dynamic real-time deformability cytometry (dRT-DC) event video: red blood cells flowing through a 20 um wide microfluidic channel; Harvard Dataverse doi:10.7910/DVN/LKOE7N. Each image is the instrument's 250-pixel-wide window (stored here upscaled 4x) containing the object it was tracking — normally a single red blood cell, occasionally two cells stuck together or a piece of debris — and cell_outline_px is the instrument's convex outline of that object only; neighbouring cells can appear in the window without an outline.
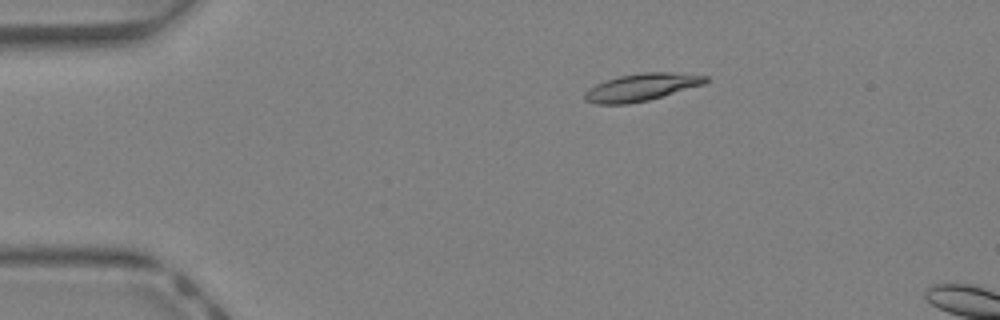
{"species": "Egyptian fruit bat (a non-hibernating species)", "species_latin": "Rousettus aegyptiacus", "temperature_condition": "warm", "stored_images_in_passage": 12, "camera_frame_rate_fps": 3000, "um_per_image_px": 0.085, "animal": {"sex": "female"}, "frame": {"image": 1, "passage_image": 9, "time_ms": 2.667, "image_size_px": [1000, 320], "cell_outline_px": [[708, 80], [704, 84], [648, 100], [628, 104], [596, 104], [584, 100], [584, 92], [596, 84], [620, 76], [640, 72], [672, 72], [708, 76]], "centroid_in_image_um": [54.51, 7.41], "position_along_channel_um": 30.5, "area_um2": 19.13}}